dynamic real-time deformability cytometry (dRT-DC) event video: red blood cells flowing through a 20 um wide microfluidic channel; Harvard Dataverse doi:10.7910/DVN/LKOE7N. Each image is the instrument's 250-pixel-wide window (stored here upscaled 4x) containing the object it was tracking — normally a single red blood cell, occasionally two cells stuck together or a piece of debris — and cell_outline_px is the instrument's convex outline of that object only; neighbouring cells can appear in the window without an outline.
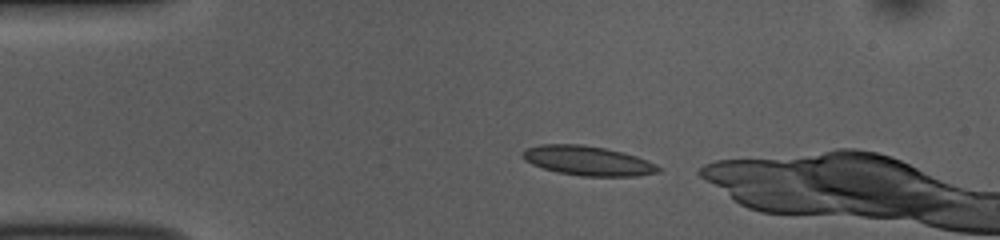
{"species": "common noctule bat (a hibernating species)", "species_latin": "Nyctalus noctula", "temperature_condition": "room temperature", "stored_images_in_passage": 37, "camera_frame_rate_fps": 3000, "um_per_image_px": 0.085, "animal": {"sex": "female", "body_mass_g": 10.0, "forearm_length_mm": 53.1}, "frame": {"image": 1, "passage_image": 3, "time_ms": 0.667, "image_size_px": [1000, 240], "cell_outline_px": [[660, 172], [636, 176], [580, 176], [556, 172], [532, 164], [524, 160], [524, 152], [528, 148], [540, 144], [584, 144], [604, 148], [636, 156], [656, 164], [660, 168]], "centroid_in_image_um": [49.97, 13.67], "position_along_channel_um": 35.0, "area_um2": 23.12}}
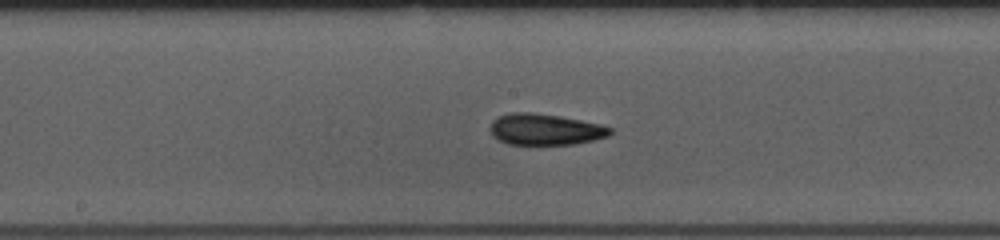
{"frame": {"image": 2, "passage_image": 19, "time_ms": 6.0, "image_size_px": [1000, 240], "cell_outline_px": [[612, 132], [608, 136], [592, 140], [572, 144], [508, 144], [492, 136], [492, 120], [496, 116], [512, 112], [532, 112], [560, 116], [600, 124], [612, 128]], "centroid_in_image_um": [46.33, 10.99], "position_along_channel_um": 201.9, "area_um2": 21.68}}
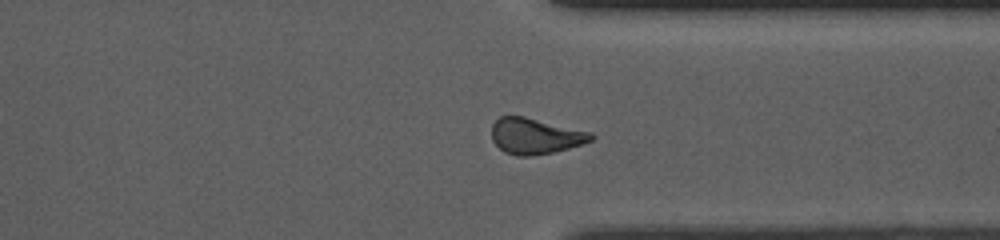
{"frame": {"image": 3, "passage_image": 32, "time_ms": 10.333, "image_size_px": [1000, 240], "cell_outline_px": [[596, 136], [592, 140], [568, 148], [552, 152], [528, 156], [516, 156], [504, 152], [492, 140], [492, 124], [500, 116], [524, 116], [592, 132]], "centroid_in_image_um": [45.49, 11.56], "position_along_channel_um": 365.9, "area_um2": 20.69}}